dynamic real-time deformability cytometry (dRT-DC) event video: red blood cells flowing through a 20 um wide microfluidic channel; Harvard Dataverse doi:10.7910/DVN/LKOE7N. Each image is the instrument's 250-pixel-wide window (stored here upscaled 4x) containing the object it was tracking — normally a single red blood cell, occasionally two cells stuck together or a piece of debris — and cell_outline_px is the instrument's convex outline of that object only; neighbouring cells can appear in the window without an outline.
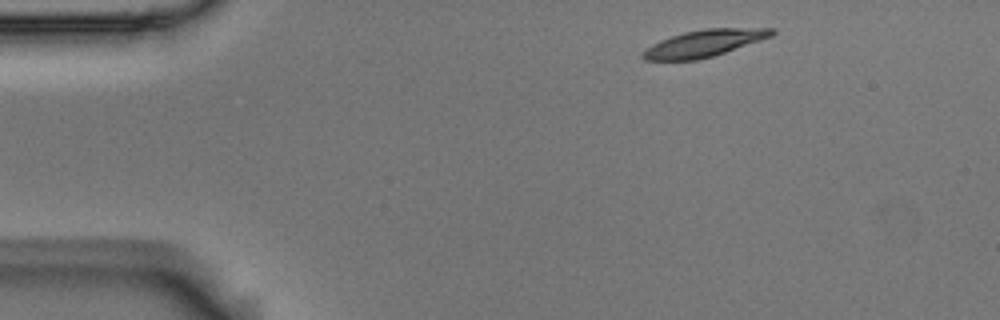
{"species": "Egyptian fruit bat (a non-hibernating species)", "species_latin": "Rousettus aegyptiacus", "temperature_condition": "room temperature", "stored_images_in_passage": 4, "camera_frame_rate_fps": 3000, "um_per_image_px": 0.085, "animal": {"sex": "male"}, "frame": {"image": 1, "passage_image": 1, "time_ms": 0.0, "image_size_px": [1000, 320], "cell_outline_px": [[776, 32], [772, 36], [712, 56], [696, 60], [644, 60], [640, 56], [640, 52], [652, 44], [660, 40], [684, 32], [704, 28], [776, 28]], "centroid_in_image_um": [59.81, 3.67], "position_along_channel_um": 25.2, "area_um2": 20.11}}
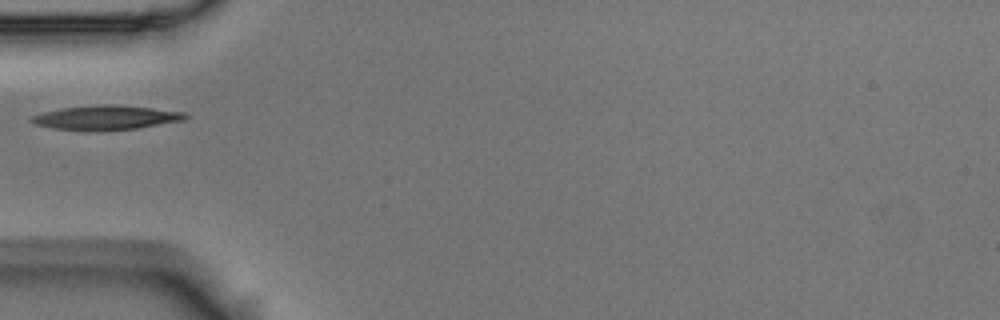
{"frame": {"image": 2, "passage_image": 3, "time_ms": 0.667, "image_size_px": [1000, 320], "cell_outline_px": [[188, 116], [184, 120], [136, 128], [100, 132], [84, 132], [52, 128], [36, 124], [28, 120], [32, 116], [44, 112], [60, 108], [96, 104], [112, 104], [152, 108], [184, 112]], "centroid_in_image_um": [8.95, 10.01], "position_along_channel_um": 76.1, "area_um2": 22.2}}
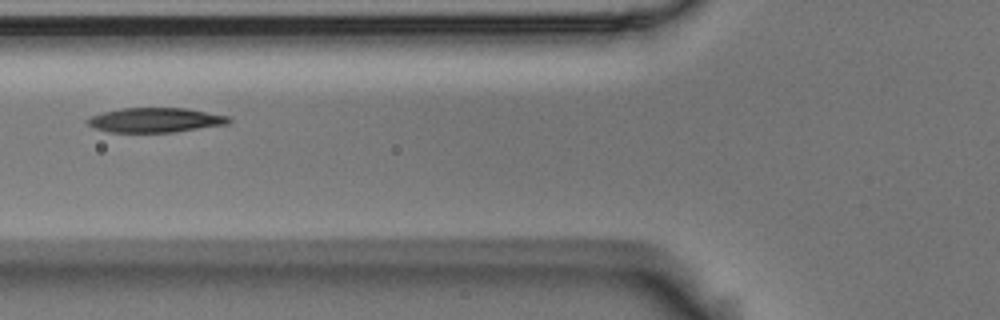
{"frame": {"image": 3, "passage_image": 4, "time_ms": 1.0, "image_size_px": [1000, 320], "cell_outline_px": [[232, 120], [228, 124], [176, 132], [108, 132], [96, 128], [88, 124], [84, 120], [92, 116], [104, 112], [120, 108], [188, 108], [228, 116]], "centroid_in_image_um": [13.22, 10.2], "position_along_channel_um": 112.6, "area_um2": 20.29}}